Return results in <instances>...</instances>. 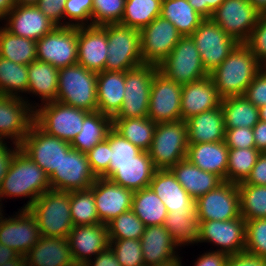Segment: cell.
<instances>
[{
	"label": "cell",
	"instance_id": "cell-1",
	"mask_svg": "<svg viewBox=\"0 0 266 266\" xmlns=\"http://www.w3.org/2000/svg\"><path fill=\"white\" fill-rule=\"evenodd\" d=\"M262 67L250 49L239 43L209 76L222 99L242 96Z\"/></svg>",
	"mask_w": 266,
	"mask_h": 266
},
{
	"label": "cell",
	"instance_id": "cell-2",
	"mask_svg": "<svg viewBox=\"0 0 266 266\" xmlns=\"http://www.w3.org/2000/svg\"><path fill=\"white\" fill-rule=\"evenodd\" d=\"M51 190L49 178L20 149L14 156L7 174L0 186V202L3 197H27L30 200L23 207L28 209L44 192Z\"/></svg>",
	"mask_w": 266,
	"mask_h": 266
},
{
	"label": "cell",
	"instance_id": "cell-3",
	"mask_svg": "<svg viewBox=\"0 0 266 266\" xmlns=\"http://www.w3.org/2000/svg\"><path fill=\"white\" fill-rule=\"evenodd\" d=\"M41 236L67 238L73 228L69 192L48 190L28 208Z\"/></svg>",
	"mask_w": 266,
	"mask_h": 266
},
{
	"label": "cell",
	"instance_id": "cell-4",
	"mask_svg": "<svg viewBox=\"0 0 266 266\" xmlns=\"http://www.w3.org/2000/svg\"><path fill=\"white\" fill-rule=\"evenodd\" d=\"M97 73L80 64L59 68L56 101L88 112L97 111Z\"/></svg>",
	"mask_w": 266,
	"mask_h": 266
},
{
	"label": "cell",
	"instance_id": "cell-5",
	"mask_svg": "<svg viewBox=\"0 0 266 266\" xmlns=\"http://www.w3.org/2000/svg\"><path fill=\"white\" fill-rule=\"evenodd\" d=\"M188 149L186 121L157 123L148 151L156 170L171 169L186 159Z\"/></svg>",
	"mask_w": 266,
	"mask_h": 266
},
{
	"label": "cell",
	"instance_id": "cell-6",
	"mask_svg": "<svg viewBox=\"0 0 266 266\" xmlns=\"http://www.w3.org/2000/svg\"><path fill=\"white\" fill-rule=\"evenodd\" d=\"M38 106V108H37ZM90 112L58 101L37 104L34 122L47 134L71 143Z\"/></svg>",
	"mask_w": 266,
	"mask_h": 266
},
{
	"label": "cell",
	"instance_id": "cell-7",
	"mask_svg": "<svg viewBox=\"0 0 266 266\" xmlns=\"http://www.w3.org/2000/svg\"><path fill=\"white\" fill-rule=\"evenodd\" d=\"M107 60L105 70L126 72L144 64L141 55L140 30L120 23L107 24Z\"/></svg>",
	"mask_w": 266,
	"mask_h": 266
},
{
	"label": "cell",
	"instance_id": "cell-8",
	"mask_svg": "<svg viewBox=\"0 0 266 266\" xmlns=\"http://www.w3.org/2000/svg\"><path fill=\"white\" fill-rule=\"evenodd\" d=\"M158 71L180 85L198 81L209 75L191 36H183L171 53L158 65Z\"/></svg>",
	"mask_w": 266,
	"mask_h": 266
},
{
	"label": "cell",
	"instance_id": "cell-9",
	"mask_svg": "<svg viewBox=\"0 0 266 266\" xmlns=\"http://www.w3.org/2000/svg\"><path fill=\"white\" fill-rule=\"evenodd\" d=\"M157 71V65L144 63L125 72L123 103L113 118L148 117L151 84Z\"/></svg>",
	"mask_w": 266,
	"mask_h": 266
},
{
	"label": "cell",
	"instance_id": "cell-10",
	"mask_svg": "<svg viewBox=\"0 0 266 266\" xmlns=\"http://www.w3.org/2000/svg\"><path fill=\"white\" fill-rule=\"evenodd\" d=\"M205 70L210 74L239 44L211 18H205L191 35Z\"/></svg>",
	"mask_w": 266,
	"mask_h": 266
},
{
	"label": "cell",
	"instance_id": "cell-11",
	"mask_svg": "<svg viewBox=\"0 0 266 266\" xmlns=\"http://www.w3.org/2000/svg\"><path fill=\"white\" fill-rule=\"evenodd\" d=\"M71 148L69 142L47 134L35 122L20 144L25 155L43 169L48 177L58 169L63 154Z\"/></svg>",
	"mask_w": 266,
	"mask_h": 266
},
{
	"label": "cell",
	"instance_id": "cell-12",
	"mask_svg": "<svg viewBox=\"0 0 266 266\" xmlns=\"http://www.w3.org/2000/svg\"><path fill=\"white\" fill-rule=\"evenodd\" d=\"M37 60L56 68L77 64V27L56 26L36 41Z\"/></svg>",
	"mask_w": 266,
	"mask_h": 266
},
{
	"label": "cell",
	"instance_id": "cell-13",
	"mask_svg": "<svg viewBox=\"0 0 266 266\" xmlns=\"http://www.w3.org/2000/svg\"><path fill=\"white\" fill-rule=\"evenodd\" d=\"M260 12L249 0H224L211 19L238 43H245L256 26Z\"/></svg>",
	"mask_w": 266,
	"mask_h": 266
},
{
	"label": "cell",
	"instance_id": "cell-14",
	"mask_svg": "<svg viewBox=\"0 0 266 266\" xmlns=\"http://www.w3.org/2000/svg\"><path fill=\"white\" fill-rule=\"evenodd\" d=\"M48 178L52 190L65 192L89 189L97 179L87 154L73 148L63 154L58 169Z\"/></svg>",
	"mask_w": 266,
	"mask_h": 266
},
{
	"label": "cell",
	"instance_id": "cell-15",
	"mask_svg": "<svg viewBox=\"0 0 266 266\" xmlns=\"http://www.w3.org/2000/svg\"><path fill=\"white\" fill-rule=\"evenodd\" d=\"M181 93L182 85L157 71L151 84L148 118L156 124L182 120Z\"/></svg>",
	"mask_w": 266,
	"mask_h": 266
},
{
	"label": "cell",
	"instance_id": "cell-16",
	"mask_svg": "<svg viewBox=\"0 0 266 266\" xmlns=\"http://www.w3.org/2000/svg\"><path fill=\"white\" fill-rule=\"evenodd\" d=\"M182 34L161 16L140 30L142 60L146 64L159 65L173 50Z\"/></svg>",
	"mask_w": 266,
	"mask_h": 266
},
{
	"label": "cell",
	"instance_id": "cell-17",
	"mask_svg": "<svg viewBox=\"0 0 266 266\" xmlns=\"http://www.w3.org/2000/svg\"><path fill=\"white\" fill-rule=\"evenodd\" d=\"M195 203L198 221H226L240 217L238 186L232 182L224 181Z\"/></svg>",
	"mask_w": 266,
	"mask_h": 266
},
{
	"label": "cell",
	"instance_id": "cell-18",
	"mask_svg": "<svg viewBox=\"0 0 266 266\" xmlns=\"http://www.w3.org/2000/svg\"><path fill=\"white\" fill-rule=\"evenodd\" d=\"M26 98L0 95V141L21 144L35 119V106Z\"/></svg>",
	"mask_w": 266,
	"mask_h": 266
},
{
	"label": "cell",
	"instance_id": "cell-19",
	"mask_svg": "<svg viewBox=\"0 0 266 266\" xmlns=\"http://www.w3.org/2000/svg\"><path fill=\"white\" fill-rule=\"evenodd\" d=\"M246 220L240 216L232 220L199 221L198 242H211L228 255L241 253L246 246Z\"/></svg>",
	"mask_w": 266,
	"mask_h": 266
},
{
	"label": "cell",
	"instance_id": "cell-20",
	"mask_svg": "<svg viewBox=\"0 0 266 266\" xmlns=\"http://www.w3.org/2000/svg\"><path fill=\"white\" fill-rule=\"evenodd\" d=\"M19 213V214H18ZM17 215L0 219V243L26 256L40 239V231L29 209H21Z\"/></svg>",
	"mask_w": 266,
	"mask_h": 266
},
{
	"label": "cell",
	"instance_id": "cell-21",
	"mask_svg": "<svg viewBox=\"0 0 266 266\" xmlns=\"http://www.w3.org/2000/svg\"><path fill=\"white\" fill-rule=\"evenodd\" d=\"M89 189L93 192L102 224L107 225L118 215L131 209L134 191L130 189L102 177H97Z\"/></svg>",
	"mask_w": 266,
	"mask_h": 266
},
{
	"label": "cell",
	"instance_id": "cell-22",
	"mask_svg": "<svg viewBox=\"0 0 266 266\" xmlns=\"http://www.w3.org/2000/svg\"><path fill=\"white\" fill-rule=\"evenodd\" d=\"M72 259L76 266H84L110 246L106 224L73 226L68 235Z\"/></svg>",
	"mask_w": 266,
	"mask_h": 266
},
{
	"label": "cell",
	"instance_id": "cell-23",
	"mask_svg": "<svg viewBox=\"0 0 266 266\" xmlns=\"http://www.w3.org/2000/svg\"><path fill=\"white\" fill-rule=\"evenodd\" d=\"M77 63L99 73L105 70L108 57L107 25L77 27Z\"/></svg>",
	"mask_w": 266,
	"mask_h": 266
},
{
	"label": "cell",
	"instance_id": "cell-24",
	"mask_svg": "<svg viewBox=\"0 0 266 266\" xmlns=\"http://www.w3.org/2000/svg\"><path fill=\"white\" fill-rule=\"evenodd\" d=\"M156 169L146 151H141L134 160L126 163H110L101 176L132 191L149 187Z\"/></svg>",
	"mask_w": 266,
	"mask_h": 266
},
{
	"label": "cell",
	"instance_id": "cell-25",
	"mask_svg": "<svg viewBox=\"0 0 266 266\" xmlns=\"http://www.w3.org/2000/svg\"><path fill=\"white\" fill-rule=\"evenodd\" d=\"M3 20L7 21L4 27L9 32L34 41L39 40L56 27L36 5H15V8Z\"/></svg>",
	"mask_w": 266,
	"mask_h": 266
},
{
	"label": "cell",
	"instance_id": "cell-26",
	"mask_svg": "<svg viewBox=\"0 0 266 266\" xmlns=\"http://www.w3.org/2000/svg\"><path fill=\"white\" fill-rule=\"evenodd\" d=\"M222 98L208 75L195 82L182 85L181 115L186 121L192 116L221 106Z\"/></svg>",
	"mask_w": 266,
	"mask_h": 266
},
{
	"label": "cell",
	"instance_id": "cell-27",
	"mask_svg": "<svg viewBox=\"0 0 266 266\" xmlns=\"http://www.w3.org/2000/svg\"><path fill=\"white\" fill-rule=\"evenodd\" d=\"M149 187L162 200L167 212L196 211L195 200L176 180L170 169L156 170Z\"/></svg>",
	"mask_w": 266,
	"mask_h": 266
},
{
	"label": "cell",
	"instance_id": "cell-28",
	"mask_svg": "<svg viewBox=\"0 0 266 266\" xmlns=\"http://www.w3.org/2000/svg\"><path fill=\"white\" fill-rule=\"evenodd\" d=\"M140 241L144 266L161 264L180 258L175 253V249L179 245L170 236L164 225L146 226Z\"/></svg>",
	"mask_w": 266,
	"mask_h": 266
},
{
	"label": "cell",
	"instance_id": "cell-29",
	"mask_svg": "<svg viewBox=\"0 0 266 266\" xmlns=\"http://www.w3.org/2000/svg\"><path fill=\"white\" fill-rule=\"evenodd\" d=\"M26 266H76L68 238L40 236L25 256Z\"/></svg>",
	"mask_w": 266,
	"mask_h": 266
},
{
	"label": "cell",
	"instance_id": "cell-30",
	"mask_svg": "<svg viewBox=\"0 0 266 266\" xmlns=\"http://www.w3.org/2000/svg\"><path fill=\"white\" fill-rule=\"evenodd\" d=\"M228 150L224 141L188 144L186 159L226 181Z\"/></svg>",
	"mask_w": 266,
	"mask_h": 266
},
{
	"label": "cell",
	"instance_id": "cell-31",
	"mask_svg": "<svg viewBox=\"0 0 266 266\" xmlns=\"http://www.w3.org/2000/svg\"><path fill=\"white\" fill-rule=\"evenodd\" d=\"M188 144L219 142L225 139V122L220 107L199 113L186 120Z\"/></svg>",
	"mask_w": 266,
	"mask_h": 266
},
{
	"label": "cell",
	"instance_id": "cell-32",
	"mask_svg": "<svg viewBox=\"0 0 266 266\" xmlns=\"http://www.w3.org/2000/svg\"><path fill=\"white\" fill-rule=\"evenodd\" d=\"M125 72L104 70L97 73V111L113 118L123 103Z\"/></svg>",
	"mask_w": 266,
	"mask_h": 266
},
{
	"label": "cell",
	"instance_id": "cell-33",
	"mask_svg": "<svg viewBox=\"0 0 266 266\" xmlns=\"http://www.w3.org/2000/svg\"><path fill=\"white\" fill-rule=\"evenodd\" d=\"M170 170L195 201L224 182L219 176L200 169L187 159L179 161Z\"/></svg>",
	"mask_w": 266,
	"mask_h": 266
},
{
	"label": "cell",
	"instance_id": "cell-34",
	"mask_svg": "<svg viewBox=\"0 0 266 266\" xmlns=\"http://www.w3.org/2000/svg\"><path fill=\"white\" fill-rule=\"evenodd\" d=\"M27 68L29 81L27 94L38 95L42 104L56 101L59 69L49 63L38 60L28 64Z\"/></svg>",
	"mask_w": 266,
	"mask_h": 266
},
{
	"label": "cell",
	"instance_id": "cell-35",
	"mask_svg": "<svg viewBox=\"0 0 266 266\" xmlns=\"http://www.w3.org/2000/svg\"><path fill=\"white\" fill-rule=\"evenodd\" d=\"M112 129V118L100 112H90L85 118L80 133L70 143L73 149L87 153L96 144L106 139Z\"/></svg>",
	"mask_w": 266,
	"mask_h": 266
},
{
	"label": "cell",
	"instance_id": "cell-36",
	"mask_svg": "<svg viewBox=\"0 0 266 266\" xmlns=\"http://www.w3.org/2000/svg\"><path fill=\"white\" fill-rule=\"evenodd\" d=\"M160 16L169 20L182 36H191L205 19L187 0H162Z\"/></svg>",
	"mask_w": 266,
	"mask_h": 266
},
{
	"label": "cell",
	"instance_id": "cell-37",
	"mask_svg": "<svg viewBox=\"0 0 266 266\" xmlns=\"http://www.w3.org/2000/svg\"><path fill=\"white\" fill-rule=\"evenodd\" d=\"M156 127L148 117L112 118V128L142 151L148 152Z\"/></svg>",
	"mask_w": 266,
	"mask_h": 266
},
{
	"label": "cell",
	"instance_id": "cell-38",
	"mask_svg": "<svg viewBox=\"0 0 266 266\" xmlns=\"http://www.w3.org/2000/svg\"><path fill=\"white\" fill-rule=\"evenodd\" d=\"M225 129L237 127L253 128L259 121V108L248 101L244 95L222 99Z\"/></svg>",
	"mask_w": 266,
	"mask_h": 266
},
{
	"label": "cell",
	"instance_id": "cell-39",
	"mask_svg": "<svg viewBox=\"0 0 266 266\" xmlns=\"http://www.w3.org/2000/svg\"><path fill=\"white\" fill-rule=\"evenodd\" d=\"M131 210L145 226L164 225L168 214L166 206L150 187L134 191Z\"/></svg>",
	"mask_w": 266,
	"mask_h": 266
},
{
	"label": "cell",
	"instance_id": "cell-40",
	"mask_svg": "<svg viewBox=\"0 0 266 266\" xmlns=\"http://www.w3.org/2000/svg\"><path fill=\"white\" fill-rule=\"evenodd\" d=\"M0 56L14 63L28 65L37 60L36 41L0 27Z\"/></svg>",
	"mask_w": 266,
	"mask_h": 266
},
{
	"label": "cell",
	"instance_id": "cell-41",
	"mask_svg": "<svg viewBox=\"0 0 266 266\" xmlns=\"http://www.w3.org/2000/svg\"><path fill=\"white\" fill-rule=\"evenodd\" d=\"M164 227L180 247L197 243L199 221L196 211L168 212Z\"/></svg>",
	"mask_w": 266,
	"mask_h": 266
},
{
	"label": "cell",
	"instance_id": "cell-42",
	"mask_svg": "<svg viewBox=\"0 0 266 266\" xmlns=\"http://www.w3.org/2000/svg\"><path fill=\"white\" fill-rule=\"evenodd\" d=\"M162 0H126L120 24L141 30L161 14Z\"/></svg>",
	"mask_w": 266,
	"mask_h": 266
},
{
	"label": "cell",
	"instance_id": "cell-43",
	"mask_svg": "<svg viewBox=\"0 0 266 266\" xmlns=\"http://www.w3.org/2000/svg\"><path fill=\"white\" fill-rule=\"evenodd\" d=\"M27 65L17 64L0 56V95L20 97L28 89Z\"/></svg>",
	"mask_w": 266,
	"mask_h": 266
},
{
	"label": "cell",
	"instance_id": "cell-44",
	"mask_svg": "<svg viewBox=\"0 0 266 266\" xmlns=\"http://www.w3.org/2000/svg\"><path fill=\"white\" fill-rule=\"evenodd\" d=\"M260 153L256 148H229L226 182L234 184L245 182Z\"/></svg>",
	"mask_w": 266,
	"mask_h": 266
},
{
	"label": "cell",
	"instance_id": "cell-45",
	"mask_svg": "<svg viewBox=\"0 0 266 266\" xmlns=\"http://www.w3.org/2000/svg\"><path fill=\"white\" fill-rule=\"evenodd\" d=\"M240 216L245 220L266 218V186L237 184Z\"/></svg>",
	"mask_w": 266,
	"mask_h": 266
},
{
	"label": "cell",
	"instance_id": "cell-46",
	"mask_svg": "<svg viewBox=\"0 0 266 266\" xmlns=\"http://www.w3.org/2000/svg\"><path fill=\"white\" fill-rule=\"evenodd\" d=\"M69 195L73 226L101 224L94 195L90 189L70 191Z\"/></svg>",
	"mask_w": 266,
	"mask_h": 266
},
{
	"label": "cell",
	"instance_id": "cell-47",
	"mask_svg": "<svg viewBox=\"0 0 266 266\" xmlns=\"http://www.w3.org/2000/svg\"><path fill=\"white\" fill-rule=\"evenodd\" d=\"M107 227L110 240H139L146 226L130 209L114 218Z\"/></svg>",
	"mask_w": 266,
	"mask_h": 266
},
{
	"label": "cell",
	"instance_id": "cell-48",
	"mask_svg": "<svg viewBox=\"0 0 266 266\" xmlns=\"http://www.w3.org/2000/svg\"><path fill=\"white\" fill-rule=\"evenodd\" d=\"M126 0H93L91 25L120 23Z\"/></svg>",
	"mask_w": 266,
	"mask_h": 266
},
{
	"label": "cell",
	"instance_id": "cell-49",
	"mask_svg": "<svg viewBox=\"0 0 266 266\" xmlns=\"http://www.w3.org/2000/svg\"><path fill=\"white\" fill-rule=\"evenodd\" d=\"M110 247L121 266H144L140 239L110 240Z\"/></svg>",
	"mask_w": 266,
	"mask_h": 266
},
{
	"label": "cell",
	"instance_id": "cell-50",
	"mask_svg": "<svg viewBox=\"0 0 266 266\" xmlns=\"http://www.w3.org/2000/svg\"><path fill=\"white\" fill-rule=\"evenodd\" d=\"M245 251L266 258V218L246 220Z\"/></svg>",
	"mask_w": 266,
	"mask_h": 266
},
{
	"label": "cell",
	"instance_id": "cell-51",
	"mask_svg": "<svg viewBox=\"0 0 266 266\" xmlns=\"http://www.w3.org/2000/svg\"><path fill=\"white\" fill-rule=\"evenodd\" d=\"M106 139L110 143V163H126L134 160L142 150L123 138L113 128L108 132Z\"/></svg>",
	"mask_w": 266,
	"mask_h": 266
},
{
	"label": "cell",
	"instance_id": "cell-52",
	"mask_svg": "<svg viewBox=\"0 0 266 266\" xmlns=\"http://www.w3.org/2000/svg\"><path fill=\"white\" fill-rule=\"evenodd\" d=\"M92 6L93 0H67L64 7V14L65 19L69 18L70 20L69 22H65V26H90ZM72 21H75V23ZM89 21L90 23H88Z\"/></svg>",
	"mask_w": 266,
	"mask_h": 266
},
{
	"label": "cell",
	"instance_id": "cell-53",
	"mask_svg": "<svg viewBox=\"0 0 266 266\" xmlns=\"http://www.w3.org/2000/svg\"><path fill=\"white\" fill-rule=\"evenodd\" d=\"M256 57L257 61L266 66V13H260L256 26L249 39L244 43Z\"/></svg>",
	"mask_w": 266,
	"mask_h": 266
},
{
	"label": "cell",
	"instance_id": "cell-54",
	"mask_svg": "<svg viewBox=\"0 0 266 266\" xmlns=\"http://www.w3.org/2000/svg\"><path fill=\"white\" fill-rule=\"evenodd\" d=\"M86 154L92 172L96 177H101L109 169L111 156L109 141L105 139L99 142Z\"/></svg>",
	"mask_w": 266,
	"mask_h": 266
},
{
	"label": "cell",
	"instance_id": "cell-55",
	"mask_svg": "<svg viewBox=\"0 0 266 266\" xmlns=\"http://www.w3.org/2000/svg\"><path fill=\"white\" fill-rule=\"evenodd\" d=\"M244 97L257 108L266 105V69L264 67L255 75Z\"/></svg>",
	"mask_w": 266,
	"mask_h": 266
},
{
	"label": "cell",
	"instance_id": "cell-56",
	"mask_svg": "<svg viewBox=\"0 0 266 266\" xmlns=\"http://www.w3.org/2000/svg\"><path fill=\"white\" fill-rule=\"evenodd\" d=\"M224 142L228 148H256L252 128L225 129Z\"/></svg>",
	"mask_w": 266,
	"mask_h": 266
},
{
	"label": "cell",
	"instance_id": "cell-57",
	"mask_svg": "<svg viewBox=\"0 0 266 266\" xmlns=\"http://www.w3.org/2000/svg\"><path fill=\"white\" fill-rule=\"evenodd\" d=\"M67 0H38L36 6L48 17L56 26H65L64 7Z\"/></svg>",
	"mask_w": 266,
	"mask_h": 266
},
{
	"label": "cell",
	"instance_id": "cell-58",
	"mask_svg": "<svg viewBox=\"0 0 266 266\" xmlns=\"http://www.w3.org/2000/svg\"><path fill=\"white\" fill-rule=\"evenodd\" d=\"M225 266H266V258L247 251L228 256Z\"/></svg>",
	"mask_w": 266,
	"mask_h": 266
},
{
	"label": "cell",
	"instance_id": "cell-59",
	"mask_svg": "<svg viewBox=\"0 0 266 266\" xmlns=\"http://www.w3.org/2000/svg\"><path fill=\"white\" fill-rule=\"evenodd\" d=\"M246 184L266 186V152H261Z\"/></svg>",
	"mask_w": 266,
	"mask_h": 266
},
{
	"label": "cell",
	"instance_id": "cell-60",
	"mask_svg": "<svg viewBox=\"0 0 266 266\" xmlns=\"http://www.w3.org/2000/svg\"><path fill=\"white\" fill-rule=\"evenodd\" d=\"M5 141H0V186L2 180L4 179L5 175L7 174L9 167L12 163V160L15 154L20 150V145L15 144V147L10 150L7 143Z\"/></svg>",
	"mask_w": 266,
	"mask_h": 266
},
{
	"label": "cell",
	"instance_id": "cell-61",
	"mask_svg": "<svg viewBox=\"0 0 266 266\" xmlns=\"http://www.w3.org/2000/svg\"><path fill=\"white\" fill-rule=\"evenodd\" d=\"M228 254L221 251H211L202 254L194 266H225Z\"/></svg>",
	"mask_w": 266,
	"mask_h": 266
},
{
	"label": "cell",
	"instance_id": "cell-62",
	"mask_svg": "<svg viewBox=\"0 0 266 266\" xmlns=\"http://www.w3.org/2000/svg\"><path fill=\"white\" fill-rule=\"evenodd\" d=\"M189 4L204 18H211L213 12L224 0H187Z\"/></svg>",
	"mask_w": 266,
	"mask_h": 266
},
{
	"label": "cell",
	"instance_id": "cell-63",
	"mask_svg": "<svg viewBox=\"0 0 266 266\" xmlns=\"http://www.w3.org/2000/svg\"><path fill=\"white\" fill-rule=\"evenodd\" d=\"M93 259L94 261L91 259L84 266H121L110 246L106 250H103L101 253L97 254Z\"/></svg>",
	"mask_w": 266,
	"mask_h": 266
},
{
	"label": "cell",
	"instance_id": "cell-64",
	"mask_svg": "<svg viewBox=\"0 0 266 266\" xmlns=\"http://www.w3.org/2000/svg\"><path fill=\"white\" fill-rule=\"evenodd\" d=\"M256 149L266 152V122L259 120L252 128Z\"/></svg>",
	"mask_w": 266,
	"mask_h": 266
},
{
	"label": "cell",
	"instance_id": "cell-65",
	"mask_svg": "<svg viewBox=\"0 0 266 266\" xmlns=\"http://www.w3.org/2000/svg\"><path fill=\"white\" fill-rule=\"evenodd\" d=\"M20 256L15 250L0 243V265L5 264L8 261L17 259Z\"/></svg>",
	"mask_w": 266,
	"mask_h": 266
},
{
	"label": "cell",
	"instance_id": "cell-66",
	"mask_svg": "<svg viewBox=\"0 0 266 266\" xmlns=\"http://www.w3.org/2000/svg\"><path fill=\"white\" fill-rule=\"evenodd\" d=\"M15 8V0H0V18L3 20Z\"/></svg>",
	"mask_w": 266,
	"mask_h": 266
},
{
	"label": "cell",
	"instance_id": "cell-67",
	"mask_svg": "<svg viewBox=\"0 0 266 266\" xmlns=\"http://www.w3.org/2000/svg\"><path fill=\"white\" fill-rule=\"evenodd\" d=\"M0 266H26V259L24 256H19L17 259L6 262Z\"/></svg>",
	"mask_w": 266,
	"mask_h": 266
},
{
	"label": "cell",
	"instance_id": "cell-68",
	"mask_svg": "<svg viewBox=\"0 0 266 266\" xmlns=\"http://www.w3.org/2000/svg\"><path fill=\"white\" fill-rule=\"evenodd\" d=\"M249 2L260 12L266 13V0H249Z\"/></svg>",
	"mask_w": 266,
	"mask_h": 266
},
{
	"label": "cell",
	"instance_id": "cell-69",
	"mask_svg": "<svg viewBox=\"0 0 266 266\" xmlns=\"http://www.w3.org/2000/svg\"><path fill=\"white\" fill-rule=\"evenodd\" d=\"M181 258H175L171 261L165 262V263H161V264H156V265H151V266H182L181 263Z\"/></svg>",
	"mask_w": 266,
	"mask_h": 266
},
{
	"label": "cell",
	"instance_id": "cell-70",
	"mask_svg": "<svg viewBox=\"0 0 266 266\" xmlns=\"http://www.w3.org/2000/svg\"><path fill=\"white\" fill-rule=\"evenodd\" d=\"M38 0H15V5H36Z\"/></svg>",
	"mask_w": 266,
	"mask_h": 266
},
{
	"label": "cell",
	"instance_id": "cell-71",
	"mask_svg": "<svg viewBox=\"0 0 266 266\" xmlns=\"http://www.w3.org/2000/svg\"><path fill=\"white\" fill-rule=\"evenodd\" d=\"M259 120L266 122V105L259 108Z\"/></svg>",
	"mask_w": 266,
	"mask_h": 266
},
{
	"label": "cell",
	"instance_id": "cell-72",
	"mask_svg": "<svg viewBox=\"0 0 266 266\" xmlns=\"http://www.w3.org/2000/svg\"><path fill=\"white\" fill-rule=\"evenodd\" d=\"M1 206H2V204L0 203V219H1V217L3 216V215H2V214H3V213H2L3 210H1V209H2Z\"/></svg>",
	"mask_w": 266,
	"mask_h": 266
}]
</instances>
